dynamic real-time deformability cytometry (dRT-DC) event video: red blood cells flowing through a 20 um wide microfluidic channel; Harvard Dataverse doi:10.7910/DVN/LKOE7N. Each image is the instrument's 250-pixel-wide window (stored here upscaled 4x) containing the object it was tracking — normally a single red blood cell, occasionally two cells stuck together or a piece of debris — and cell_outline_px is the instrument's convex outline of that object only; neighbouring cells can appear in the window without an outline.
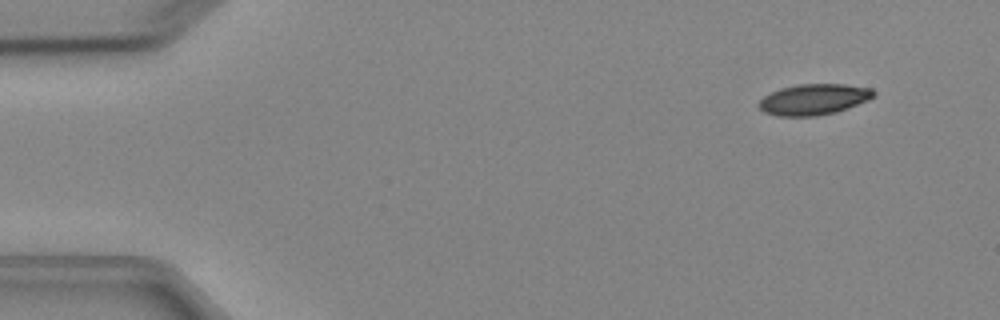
{"species": "Egyptian fruit bat (a non-hibernating species)", "species_latin": "Rousettus aegyptiacus", "temperature_condition": "cold", "stored_images_in_passage": 6, "camera_frame_rate_fps": 3000, "um_per_image_px": 0.085, "animal": {"sex": "female"}, "frame": {"image": 1, "passage_image": 2, "time_ms": 1.333, "image_size_px": [1000, 320], "cell_outline_px": [[876, 96], [868, 100], [848, 108], [836, 112], [816, 116], [776, 116], [764, 112], [756, 104], [764, 96], [780, 88], [800, 84], [844, 84], [872, 88], [876, 92]], "centroid_in_image_um": [69.18, 8.45], "position_along_channel_um": 15.8, "area_um2": 20.81}}
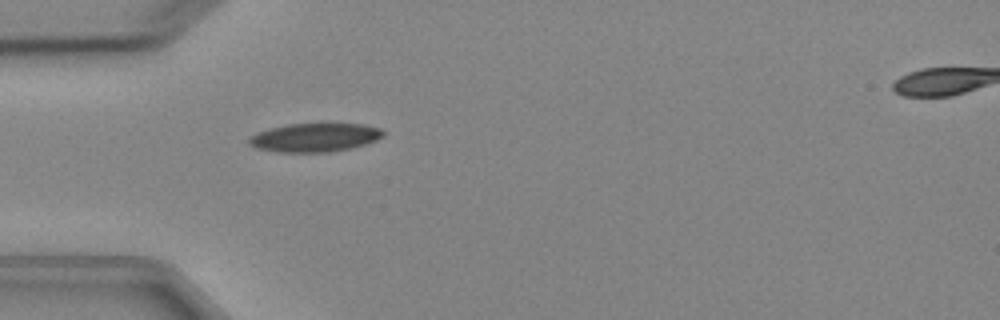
{"frame": {"image": 2, "passage_image": 5, "time_ms": 5.0, "image_size_px": [1000, 320], "cell_outline_px": [[384, 136], [376, 140], [364, 144], [348, 148], [328, 152], [276, 152], [256, 148], [248, 144], [248, 140], [252, 136], [268, 128], [288, 124], [324, 120], [364, 124], [380, 128], [384, 132]], "centroid_in_image_um": [26.79, 11.63], "position_along_channel_um": 58.2, "area_um2": 23.29}}